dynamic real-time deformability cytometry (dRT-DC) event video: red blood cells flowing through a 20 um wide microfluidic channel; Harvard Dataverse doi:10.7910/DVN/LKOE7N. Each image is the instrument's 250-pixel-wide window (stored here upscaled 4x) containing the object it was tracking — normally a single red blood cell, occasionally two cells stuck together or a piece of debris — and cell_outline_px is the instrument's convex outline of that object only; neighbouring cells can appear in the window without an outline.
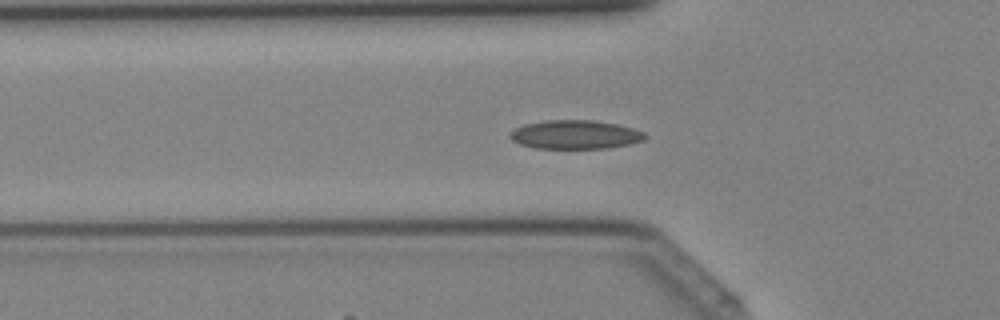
{"species": "Egyptian fruit bat (a non-hibernating species)", "species_latin": "Rousettus aegyptiacus", "temperature_condition": "cold", "stored_images_in_passage": 29, "camera_frame_rate_fps": 3000, "um_per_image_px": 0.085, "animal": {"sex": "female"}, "frame": {"image": 1, "passage_image": 2, "time_ms": 0.333, "image_size_px": [1000, 320], "cell_outline_px": [[648, 136], [644, 140], [628, 144], [608, 148], [532, 148], [520, 144], [512, 140], [508, 136], [516, 128], [524, 124], [544, 120], [592, 120], [616, 124], [632, 128], [644, 132]], "centroid_in_image_um": [48.88, 11.44], "position_along_channel_um": 76.9, "area_um2": 22.6}}
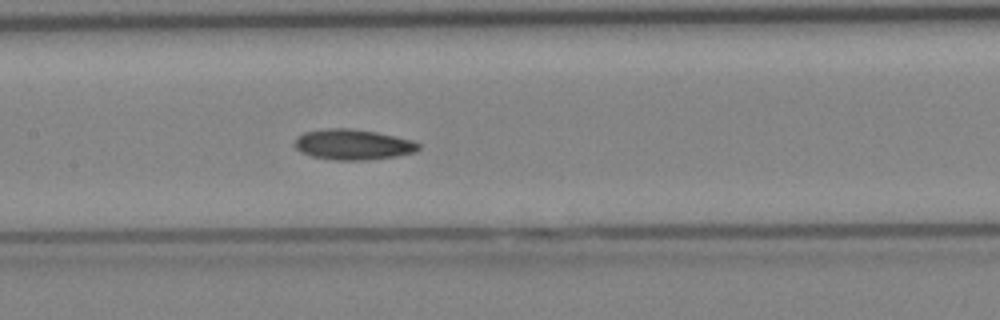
{"frame": {"image": 2, "passage_image": 8, "time_ms": 2.333, "image_size_px": [1000, 320], "cell_outline_px": [[420, 148], [416, 152], [396, 156], [364, 160], [336, 160], [312, 156], [300, 152], [292, 144], [296, 136], [304, 132], [328, 128], [348, 128], [376, 132], [412, 140], [420, 144]], "centroid_in_image_um": [29.96, 12.28], "position_along_channel_um": 177.4, "area_um2": 22.08}}
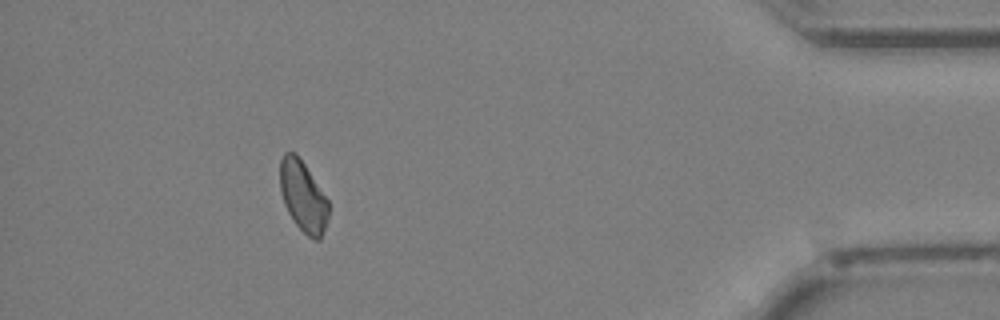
{"frame": {"image": 3, "passage_image": 25, "time_ms": 8.0, "image_size_px": [1000, 320], "cell_outline_px": [[328, 216], [320, 240], [316, 240], [308, 236], [296, 224], [288, 212], [284, 204], [280, 192], [280, 160], [284, 152], [296, 152], [328, 200]], "centroid_in_image_um": [25.73, 16.67], "position_along_channel_um": 409.5, "area_um2": 19.77}}